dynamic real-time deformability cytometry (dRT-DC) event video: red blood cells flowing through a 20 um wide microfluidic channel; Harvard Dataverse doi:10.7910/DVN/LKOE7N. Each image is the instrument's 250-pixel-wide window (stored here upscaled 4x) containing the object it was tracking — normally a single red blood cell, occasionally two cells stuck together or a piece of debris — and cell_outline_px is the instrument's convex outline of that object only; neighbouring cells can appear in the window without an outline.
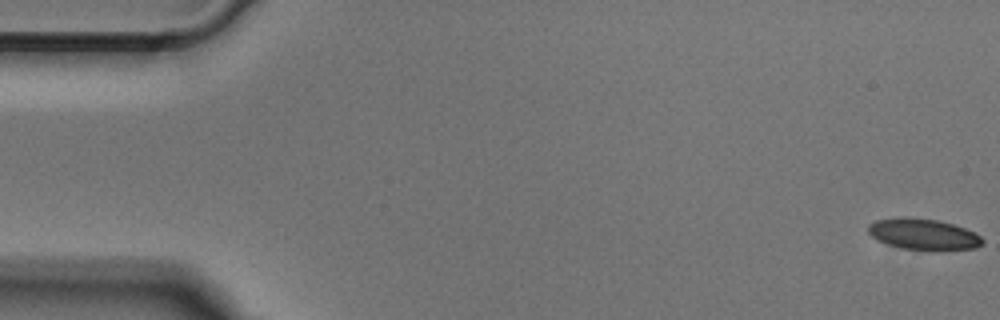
{"species": "Egyptian fruit bat (a non-hibernating species)", "species_latin": "Rousettus aegyptiacus", "temperature_condition": "cold", "stored_images_in_passage": 13, "camera_frame_rate_fps": 3000, "um_per_image_px": 0.085, "animal": {"sex": "male"}, "frame": {"image": 1, "passage_image": 1, "time_ms": 0.0, "image_size_px": [1000, 320], "cell_outline_px": [[984, 244], [976, 248], [932, 252], [900, 248], [888, 244], [872, 236], [868, 232], [868, 224], [876, 220], [900, 216], [908, 216], [936, 220], [952, 224], [964, 228], [980, 236], [984, 240]], "centroid_in_image_um": [78.5, 19.93], "position_along_channel_um": 6.5, "area_um2": 21.15}}